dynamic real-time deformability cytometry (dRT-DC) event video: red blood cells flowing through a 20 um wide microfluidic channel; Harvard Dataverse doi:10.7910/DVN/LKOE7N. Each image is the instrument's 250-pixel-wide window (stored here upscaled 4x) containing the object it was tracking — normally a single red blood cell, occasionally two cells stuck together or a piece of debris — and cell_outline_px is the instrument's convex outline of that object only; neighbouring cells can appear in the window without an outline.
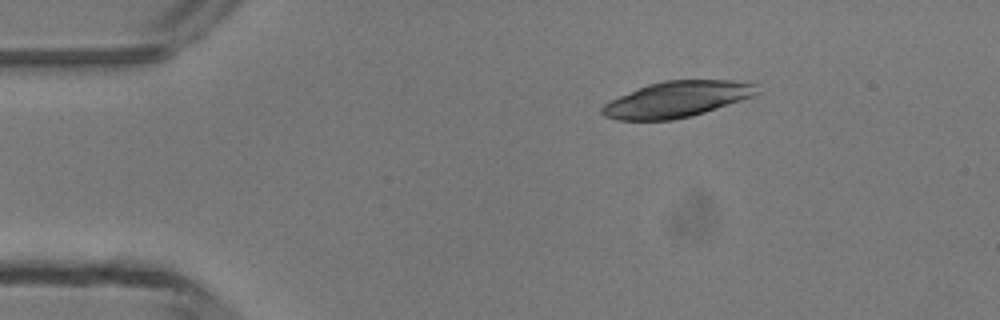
{"species": "common noctule bat (a hibernating species)", "species_latin": "Nyctalus noctula", "temperature_condition": "room temperature", "stored_images_in_passage": 4, "camera_frame_rate_fps": 3000, "um_per_image_px": 0.085, "animal": {"sex": "male", "body_mass_g": 13.3}, "frame": {"image": 1, "passage_image": 1, "time_ms": 0.0, "image_size_px": [1000, 320], "cell_outline_px": [[756, 92], [752, 96], [692, 116], [672, 120], [616, 120], [604, 116], [600, 112], [600, 108], [604, 104], [620, 96], [648, 84], [664, 80], [732, 80], [756, 84]], "centroid_in_image_um": [57.48, 8.45], "position_along_channel_um": 27.5, "area_um2": 31.96}}